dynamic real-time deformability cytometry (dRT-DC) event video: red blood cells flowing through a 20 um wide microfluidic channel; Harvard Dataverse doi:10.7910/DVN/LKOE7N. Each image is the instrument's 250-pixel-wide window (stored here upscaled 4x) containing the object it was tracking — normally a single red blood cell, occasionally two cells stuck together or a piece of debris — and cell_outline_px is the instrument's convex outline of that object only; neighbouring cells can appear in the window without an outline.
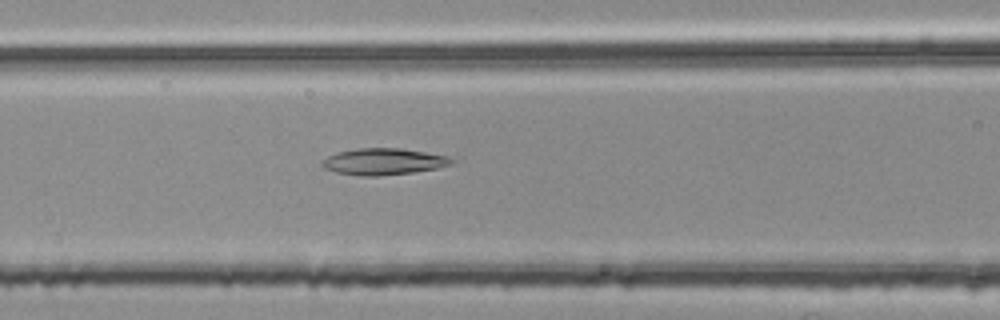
{"species": "common noctule bat (a hibernating species)", "species_latin": "Nyctalus noctula", "temperature_condition": "room temperature", "stored_images_in_passage": 44, "camera_frame_rate_fps": 3000, "um_per_image_px": 0.085, "animal": {"sex": "female", "body_mass_g": 25.1}, "frame": {"image": 1, "passage_image": 12, "time_ms": 3.667, "image_size_px": [1000, 320], "cell_outline_px": [[456, 160], [448, 164], [436, 168], [416, 172], [376, 176], [360, 176], [336, 172], [324, 168], [324, 160], [328, 156], [336, 152], [356, 148], [400, 148], [448, 156]], "centroid_in_image_um": [32.59, 13.73], "position_along_channel_um": 134.0, "area_um2": 19.83}}
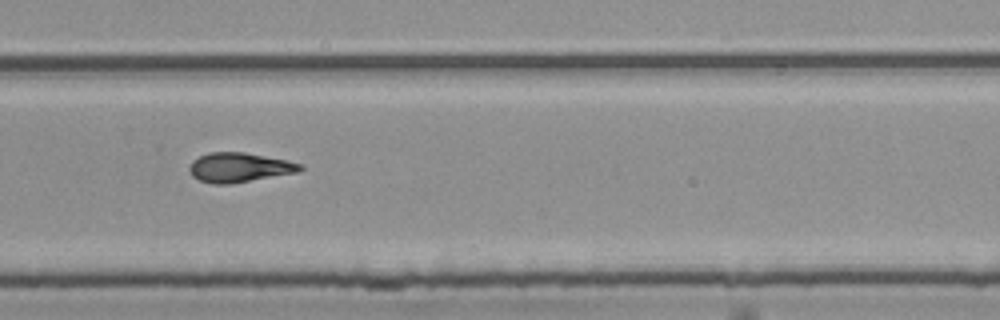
{"frame": {"image": 2, "passage_image": 26, "time_ms": 8.333, "image_size_px": [1000, 320], "cell_outline_px": [[304, 168], [300, 172], [228, 184], [212, 184], [200, 180], [192, 176], [188, 168], [192, 160], [208, 152], [244, 152], [288, 160], [304, 164]], "centroid_in_image_um": [20.36, 14.23], "position_along_channel_um": 309.4, "area_um2": 19.19}}
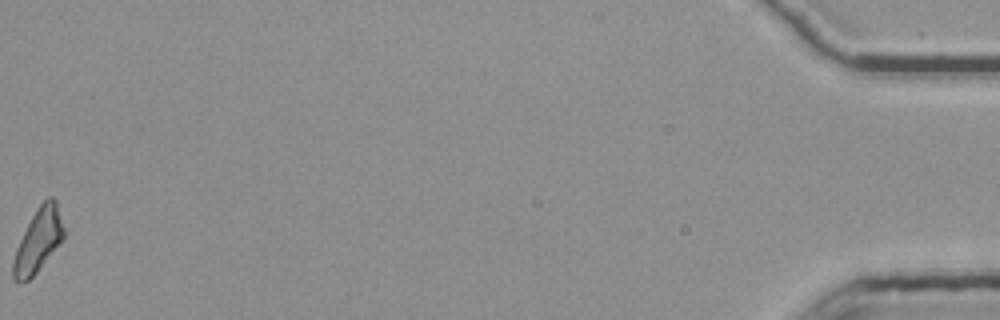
{"frame": {"image": 3, "passage_image": 44, "time_ms": 14.333, "image_size_px": [1000, 320], "cell_outline_px": [[64, 240], [36, 272], [28, 280], [20, 284], [12, 280], [12, 260], [16, 248], [32, 216], [40, 204], [48, 196], [52, 196], [56, 200], [64, 228]], "centroid_in_image_um": [3.24, 20.47], "position_along_channel_um": 432.0, "area_um2": 18.73}, "authors_computed_cell_mechanics": {"area_um2": 18.9295, "velocity_mm_per_s": 3.7688, "shape_relaxation_time_tau1_ms": 9.3984, "shape_relaxation_time_tau2_ms": 4.2683, "deformation_change_tau1": 0.2292, "deformation_change_tau2": 0.1342}}